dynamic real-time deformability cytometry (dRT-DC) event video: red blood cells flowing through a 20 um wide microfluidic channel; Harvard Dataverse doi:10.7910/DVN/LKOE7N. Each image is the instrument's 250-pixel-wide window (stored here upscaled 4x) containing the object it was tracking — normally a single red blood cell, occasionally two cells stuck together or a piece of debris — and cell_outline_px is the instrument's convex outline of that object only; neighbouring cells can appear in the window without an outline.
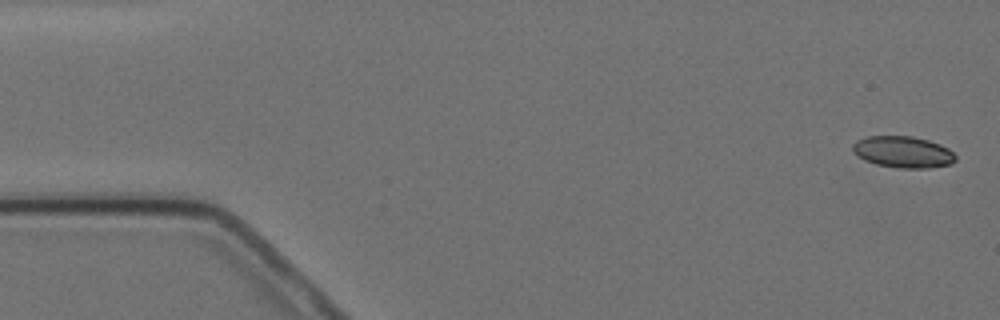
{"species": "Egyptian fruit bat (a non-hibernating species)", "species_latin": "Rousettus aegyptiacus", "temperature_condition": "cold", "stored_images_in_passage": 5, "camera_frame_rate_fps": 3000, "um_per_image_px": 0.085, "animal": {"sex": "female"}, "frame": {"image": 1, "passage_image": 1, "time_ms": 0.0, "image_size_px": [1000, 320], "cell_outline_px": [[956, 160], [952, 164], [928, 168], [900, 168], [876, 164], [864, 160], [856, 156], [852, 152], [852, 144], [856, 140], [868, 136], [912, 136], [928, 140], [940, 144], [948, 148], [956, 156]], "centroid_in_image_um": [76.73, 12.92], "position_along_channel_um": 8.3, "area_um2": 19.07}}
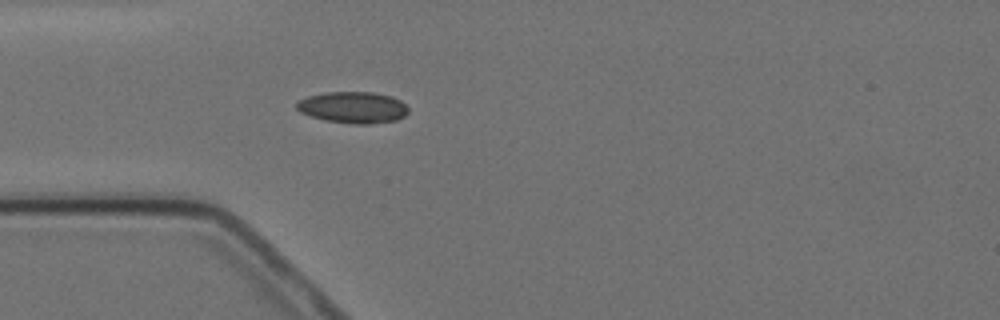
{"frame": {"image": 2, "passage_image": 5, "time_ms": 4.667, "image_size_px": [1000, 320], "cell_outline_px": [[408, 112], [404, 116], [396, 120], [368, 124], [352, 124], [324, 120], [300, 112], [296, 108], [296, 104], [300, 100], [308, 96], [324, 92], [372, 92], [392, 96], [400, 100], [408, 108]], "centroid_in_image_um": [30.01, 9.13], "position_along_channel_um": 55.0, "area_um2": 20.46}}